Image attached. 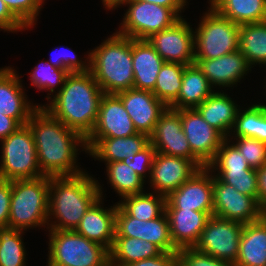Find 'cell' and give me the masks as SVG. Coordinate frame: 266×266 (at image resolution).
<instances>
[{"mask_svg": "<svg viewBox=\"0 0 266 266\" xmlns=\"http://www.w3.org/2000/svg\"><path fill=\"white\" fill-rule=\"evenodd\" d=\"M27 125L32 131L38 164L44 176H72L84 172L76 163L79 146L87 153L86 141L79 133L43 107L32 113Z\"/></svg>", "mask_w": 266, "mask_h": 266, "instance_id": "1", "label": "cell"}, {"mask_svg": "<svg viewBox=\"0 0 266 266\" xmlns=\"http://www.w3.org/2000/svg\"><path fill=\"white\" fill-rule=\"evenodd\" d=\"M104 92L92 73H70L61 90L44 105L54 118L86 139L92 132Z\"/></svg>", "mask_w": 266, "mask_h": 266, "instance_id": "2", "label": "cell"}, {"mask_svg": "<svg viewBox=\"0 0 266 266\" xmlns=\"http://www.w3.org/2000/svg\"><path fill=\"white\" fill-rule=\"evenodd\" d=\"M100 185L85 171L78 175L49 177L47 229L75 230L88 209L103 197Z\"/></svg>", "mask_w": 266, "mask_h": 266, "instance_id": "3", "label": "cell"}, {"mask_svg": "<svg viewBox=\"0 0 266 266\" xmlns=\"http://www.w3.org/2000/svg\"><path fill=\"white\" fill-rule=\"evenodd\" d=\"M90 72L104 94L133 88L132 38L115 32L90 51Z\"/></svg>", "mask_w": 266, "mask_h": 266, "instance_id": "4", "label": "cell"}, {"mask_svg": "<svg viewBox=\"0 0 266 266\" xmlns=\"http://www.w3.org/2000/svg\"><path fill=\"white\" fill-rule=\"evenodd\" d=\"M49 209V176L12 180L8 227L26 231L46 227Z\"/></svg>", "mask_w": 266, "mask_h": 266, "instance_id": "5", "label": "cell"}, {"mask_svg": "<svg viewBox=\"0 0 266 266\" xmlns=\"http://www.w3.org/2000/svg\"><path fill=\"white\" fill-rule=\"evenodd\" d=\"M47 266H110L109 250L74 230L50 229Z\"/></svg>", "mask_w": 266, "mask_h": 266, "instance_id": "6", "label": "cell"}, {"mask_svg": "<svg viewBox=\"0 0 266 266\" xmlns=\"http://www.w3.org/2000/svg\"><path fill=\"white\" fill-rule=\"evenodd\" d=\"M0 179L24 180L44 176L41 173L32 131L28 125L1 140Z\"/></svg>", "mask_w": 266, "mask_h": 266, "instance_id": "7", "label": "cell"}, {"mask_svg": "<svg viewBox=\"0 0 266 266\" xmlns=\"http://www.w3.org/2000/svg\"><path fill=\"white\" fill-rule=\"evenodd\" d=\"M208 9L194 31V59H215L239 50L240 25Z\"/></svg>", "mask_w": 266, "mask_h": 266, "instance_id": "8", "label": "cell"}, {"mask_svg": "<svg viewBox=\"0 0 266 266\" xmlns=\"http://www.w3.org/2000/svg\"><path fill=\"white\" fill-rule=\"evenodd\" d=\"M124 5L129 7L117 33L132 39L146 40L180 19L171 8L154 3L128 0Z\"/></svg>", "mask_w": 266, "mask_h": 266, "instance_id": "9", "label": "cell"}, {"mask_svg": "<svg viewBox=\"0 0 266 266\" xmlns=\"http://www.w3.org/2000/svg\"><path fill=\"white\" fill-rule=\"evenodd\" d=\"M242 230V223L212 215L193 248L234 264L239 254Z\"/></svg>", "mask_w": 266, "mask_h": 266, "instance_id": "10", "label": "cell"}, {"mask_svg": "<svg viewBox=\"0 0 266 266\" xmlns=\"http://www.w3.org/2000/svg\"><path fill=\"white\" fill-rule=\"evenodd\" d=\"M266 212L251 196L243 195L213 173V215L242 224L260 220Z\"/></svg>", "mask_w": 266, "mask_h": 266, "instance_id": "11", "label": "cell"}, {"mask_svg": "<svg viewBox=\"0 0 266 266\" xmlns=\"http://www.w3.org/2000/svg\"><path fill=\"white\" fill-rule=\"evenodd\" d=\"M149 139L157 153L189 159L200 169L206 167L191 151L182 129L180 110L167 107Z\"/></svg>", "mask_w": 266, "mask_h": 266, "instance_id": "12", "label": "cell"}, {"mask_svg": "<svg viewBox=\"0 0 266 266\" xmlns=\"http://www.w3.org/2000/svg\"><path fill=\"white\" fill-rule=\"evenodd\" d=\"M165 62L191 65L194 63V29L180 18L172 26L146 39Z\"/></svg>", "mask_w": 266, "mask_h": 266, "instance_id": "13", "label": "cell"}, {"mask_svg": "<svg viewBox=\"0 0 266 266\" xmlns=\"http://www.w3.org/2000/svg\"><path fill=\"white\" fill-rule=\"evenodd\" d=\"M138 133L121 99L116 94H104L100 101L95 126L85 139L87 151L100 138L129 137Z\"/></svg>", "mask_w": 266, "mask_h": 266, "instance_id": "14", "label": "cell"}, {"mask_svg": "<svg viewBox=\"0 0 266 266\" xmlns=\"http://www.w3.org/2000/svg\"><path fill=\"white\" fill-rule=\"evenodd\" d=\"M115 236L138 238L157 245L163 252H177L173 244L166 213L144 221L129 216L118 204L115 216Z\"/></svg>", "mask_w": 266, "mask_h": 266, "instance_id": "15", "label": "cell"}, {"mask_svg": "<svg viewBox=\"0 0 266 266\" xmlns=\"http://www.w3.org/2000/svg\"><path fill=\"white\" fill-rule=\"evenodd\" d=\"M182 129L192 153L207 166L226 139L194 109H180Z\"/></svg>", "mask_w": 266, "mask_h": 266, "instance_id": "16", "label": "cell"}, {"mask_svg": "<svg viewBox=\"0 0 266 266\" xmlns=\"http://www.w3.org/2000/svg\"><path fill=\"white\" fill-rule=\"evenodd\" d=\"M165 209L213 212V174L201 168L178 189L166 197Z\"/></svg>", "mask_w": 266, "mask_h": 266, "instance_id": "17", "label": "cell"}, {"mask_svg": "<svg viewBox=\"0 0 266 266\" xmlns=\"http://www.w3.org/2000/svg\"><path fill=\"white\" fill-rule=\"evenodd\" d=\"M199 170L200 168L189 159L156 152L149 184L154 193L168 197Z\"/></svg>", "mask_w": 266, "mask_h": 266, "instance_id": "18", "label": "cell"}, {"mask_svg": "<svg viewBox=\"0 0 266 266\" xmlns=\"http://www.w3.org/2000/svg\"><path fill=\"white\" fill-rule=\"evenodd\" d=\"M116 95L121 99L137 132L150 136L167 106L151 91L131 88Z\"/></svg>", "mask_w": 266, "mask_h": 266, "instance_id": "19", "label": "cell"}, {"mask_svg": "<svg viewBox=\"0 0 266 266\" xmlns=\"http://www.w3.org/2000/svg\"><path fill=\"white\" fill-rule=\"evenodd\" d=\"M16 72L10 66L0 68V112L14 118L23 126L27 125L32 113L42 107V104L28 101L21 77Z\"/></svg>", "mask_w": 266, "mask_h": 266, "instance_id": "20", "label": "cell"}, {"mask_svg": "<svg viewBox=\"0 0 266 266\" xmlns=\"http://www.w3.org/2000/svg\"><path fill=\"white\" fill-rule=\"evenodd\" d=\"M213 88L232 87L249 73L251 66L247 58L239 51L215 59H194Z\"/></svg>", "mask_w": 266, "mask_h": 266, "instance_id": "21", "label": "cell"}, {"mask_svg": "<svg viewBox=\"0 0 266 266\" xmlns=\"http://www.w3.org/2000/svg\"><path fill=\"white\" fill-rule=\"evenodd\" d=\"M102 199L104 200L100 197L88 209L74 231L110 251L115 237L117 204L106 209L101 205L104 202Z\"/></svg>", "mask_w": 266, "mask_h": 266, "instance_id": "22", "label": "cell"}, {"mask_svg": "<svg viewBox=\"0 0 266 266\" xmlns=\"http://www.w3.org/2000/svg\"><path fill=\"white\" fill-rule=\"evenodd\" d=\"M173 244L178 248L193 247L213 212L187 209H165Z\"/></svg>", "mask_w": 266, "mask_h": 266, "instance_id": "23", "label": "cell"}, {"mask_svg": "<svg viewBox=\"0 0 266 266\" xmlns=\"http://www.w3.org/2000/svg\"><path fill=\"white\" fill-rule=\"evenodd\" d=\"M164 62L147 40L132 39L133 88L152 92Z\"/></svg>", "mask_w": 266, "mask_h": 266, "instance_id": "24", "label": "cell"}, {"mask_svg": "<svg viewBox=\"0 0 266 266\" xmlns=\"http://www.w3.org/2000/svg\"><path fill=\"white\" fill-rule=\"evenodd\" d=\"M222 91H214L195 109L213 128L228 138L240 106Z\"/></svg>", "mask_w": 266, "mask_h": 266, "instance_id": "25", "label": "cell"}, {"mask_svg": "<svg viewBox=\"0 0 266 266\" xmlns=\"http://www.w3.org/2000/svg\"><path fill=\"white\" fill-rule=\"evenodd\" d=\"M149 143V136L140 132L129 137L100 138L87 153L92 158L107 164L123 161L125 158L140 152Z\"/></svg>", "mask_w": 266, "mask_h": 266, "instance_id": "26", "label": "cell"}, {"mask_svg": "<svg viewBox=\"0 0 266 266\" xmlns=\"http://www.w3.org/2000/svg\"><path fill=\"white\" fill-rule=\"evenodd\" d=\"M234 266H266V214L254 223L243 224Z\"/></svg>", "mask_w": 266, "mask_h": 266, "instance_id": "27", "label": "cell"}, {"mask_svg": "<svg viewBox=\"0 0 266 266\" xmlns=\"http://www.w3.org/2000/svg\"><path fill=\"white\" fill-rule=\"evenodd\" d=\"M214 91V88L197 64L186 65L178 98L169 108L175 110L194 109Z\"/></svg>", "mask_w": 266, "mask_h": 266, "instance_id": "28", "label": "cell"}, {"mask_svg": "<svg viewBox=\"0 0 266 266\" xmlns=\"http://www.w3.org/2000/svg\"><path fill=\"white\" fill-rule=\"evenodd\" d=\"M221 16L243 25L266 21V0H208Z\"/></svg>", "mask_w": 266, "mask_h": 266, "instance_id": "29", "label": "cell"}, {"mask_svg": "<svg viewBox=\"0 0 266 266\" xmlns=\"http://www.w3.org/2000/svg\"><path fill=\"white\" fill-rule=\"evenodd\" d=\"M109 253L110 266H124L158 256L163 251L157 245L142 239L115 236Z\"/></svg>", "mask_w": 266, "mask_h": 266, "instance_id": "30", "label": "cell"}, {"mask_svg": "<svg viewBox=\"0 0 266 266\" xmlns=\"http://www.w3.org/2000/svg\"><path fill=\"white\" fill-rule=\"evenodd\" d=\"M239 51L252 68L266 66V21L240 25Z\"/></svg>", "mask_w": 266, "mask_h": 266, "instance_id": "31", "label": "cell"}, {"mask_svg": "<svg viewBox=\"0 0 266 266\" xmlns=\"http://www.w3.org/2000/svg\"><path fill=\"white\" fill-rule=\"evenodd\" d=\"M231 137H249L266 143L265 104L255 103L246 110L239 108L234 126L228 139Z\"/></svg>", "mask_w": 266, "mask_h": 266, "instance_id": "32", "label": "cell"}, {"mask_svg": "<svg viewBox=\"0 0 266 266\" xmlns=\"http://www.w3.org/2000/svg\"><path fill=\"white\" fill-rule=\"evenodd\" d=\"M117 204L129 216L148 221L160 217L165 212L166 197L152 191L143 192L121 198Z\"/></svg>", "mask_w": 266, "mask_h": 266, "instance_id": "33", "label": "cell"}, {"mask_svg": "<svg viewBox=\"0 0 266 266\" xmlns=\"http://www.w3.org/2000/svg\"><path fill=\"white\" fill-rule=\"evenodd\" d=\"M106 168L110 186L122 198L145 192L146 181L123 161L107 163Z\"/></svg>", "mask_w": 266, "mask_h": 266, "instance_id": "34", "label": "cell"}, {"mask_svg": "<svg viewBox=\"0 0 266 266\" xmlns=\"http://www.w3.org/2000/svg\"><path fill=\"white\" fill-rule=\"evenodd\" d=\"M186 65L164 62L156 78L152 93L169 107L177 98Z\"/></svg>", "mask_w": 266, "mask_h": 266, "instance_id": "35", "label": "cell"}, {"mask_svg": "<svg viewBox=\"0 0 266 266\" xmlns=\"http://www.w3.org/2000/svg\"><path fill=\"white\" fill-rule=\"evenodd\" d=\"M25 232L3 226L0 232V266H26Z\"/></svg>", "mask_w": 266, "mask_h": 266, "instance_id": "36", "label": "cell"}, {"mask_svg": "<svg viewBox=\"0 0 266 266\" xmlns=\"http://www.w3.org/2000/svg\"><path fill=\"white\" fill-rule=\"evenodd\" d=\"M70 72L51 65L47 61H41L30 73L31 85L38 90L49 91L47 100L50 101L53 94L58 93L64 85L66 77ZM58 87V88H57ZM55 89L57 92H55Z\"/></svg>", "mask_w": 266, "mask_h": 266, "instance_id": "37", "label": "cell"}, {"mask_svg": "<svg viewBox=\"0 0 266 266\" xmlns=\"http://www.w3.org/2000/svg\"><path fill=\"white\" fill-rule=\"evenodd\" d=\"M221 181L233 186L238 192L253 197L258 202L259 182L257 169L210 170Z\"/></svg>", "mask_w": 266, "mask_h": 266, "instance_id": "38", "label": "cell"}, {"mask_svg": "<svg viewBox=\"0 0 266 266\" xmlns=\"http://www.w3.org/2000/svg\"><path fill=\"white\" fill-rule=\"evenodd\" d=\"M231 141L228 138L223 141L214 159L206 166L209 170L253 169Z\"/></svg>", "mask_w": 266, "mask_h": 266, "instance_id": "39", "label": "cell"}, {"mask_svg": "<svg viewBox=\"0 0 266 266\" xmlns=\"http://www.w3.org/2000/svg\"><path fill=\"white\" fill-rule=\"evenodd\" d=\"M234 138V139H233ZM233 143L243 153L250 167L259 169L266 164V143L249 137H232Z\"/></svg>", "mask_w": 266, "mask_h": 266, "instance_id": "40", "label": "cell"}, {"mask_svg": "<svg viewBox=\"0 0 266 266\" xmlns=\"http://www.w3.org/2000/svg\"><path fill=\"white\" fill-rule=\"evenodd\" d=\"M11 13L26 27L36 25L41 11L38 0H3Z\"/></svg>", "mask_w": 266, "mask_h": 266, "instance_id": "41", "label": "cell"}, {"mask_svg": "<svg viewBox=\"0 0 266 266\" xmlns=\"http://www.w3.org/2000/svg\"><path fill=\"white\" fill-rule=\"evenodd\" d=\"M59 52H57L58 55L55 53V56H54V53L53 55L51 54L47 62H49L51 65L56 66L58 68L66 69L70 73L90 71V52H88V56H87V59H85V61H82L81 58L78 59L75 52H73V50H71L68 47L66 48L62 47L61 52L60 53Z\"/></svg>", "mask_w": 266, "mask_h": 266, "instance_id": "42", "label": "cell"}, {"mask_svg": "<svg viewBox=\"0 0 266 266\" xmlns=\"http://www.w3.org/2000/svg\"><path fill=\"white\" fill-rule=\"evenodd\" d=\"M178 266H234L233 263L202 253L193 247L177 251Z\"/></svg>", "mask_w": 266, "mask_h": 266, "instance_id": "43", "label": "cell"}, {"mask_svg": "<svg viewBox=\"0 0 266 266\" xmlns=\"http://www.w3.org/2000/svg\"><path fill=\"white\" fill-rule=\"evenodd\" d=\"M155 154V148L149 143L140 152L125 158L123 162L136 171V173L146 181L145 178L147 174V177L150 178Z\"/></svg>", "mask_w": 266, "mask_h": 266, "instance_id": "44", "label": "cell"}, {"mask_svg": "<svg viewBox=\"0 0 266 266\" xmlns=\"http://www.w3.org/2000/svg\"><path fill=\"white\" fill-rule=\"evenodd\" d=\"M12 181L0 179V225L8 226L10 216V200Z\"/></svg>", "mask_w": 266, "mask_h": 266, "instance_id": "45", "label": "cell"}, {"mask_svg": "<svg viewBox=\"0 0 266 266\" xmlns=\"http://www.w3.org/2000/svg\"><path fill=\"white\" fill-rule=\"evenodd\" d=\"M28 30L7 8L5 2L0 0V30L19 32Z\"/></svg>", "mask_w": 266, "mask_h": 266, "instance_id": "46", "label": "cell"}, {"mask_svg": "<svg viewBox=\"0 0 266 266\" xmlns=\"http://www.w3.org/2000/svg\"><path fill=\"white\" fill-rule=\"evenodd\" d=\"M124 266H178L177 252H163L158 256Z\"/></svg>", "mask_w": 266, "mask_h": 266, "instance_id": "47", "label": "cell"}, {"mask_svg": "<svg viewBox=\"0 0 266 266\" xmlns=\"http://www.w3.org/2000/svg\"><path fill=\"white\" fill-rule=\"evenodd\" d=\"M21 125L14 119L0 112V141L15 132Z\"/></svg>", "mask_w": 266, "mask_h": 266, "instance_id": "48", "label": "cell"}, {"mask_svg": "<svg viewBox=\"0 0 266 266\" xmlns=\"http://www.w3.org/2000/svg\"><path fill=\"white\" fill-rule=\"evenodd\" d=\"M143 2L154 3L166 8H171L180 18L183 17L180 14L184 11L185 5L187 6L188 0H137Z\"/></svg>", "mask_w": 266, "mask_h": 266, "instance_id": "49", "label": "cell"}, {"mask_svg": "<svg viewBox=\"0 0 266 266\" xmlns=\"http://www.w3.org/2000/svg\"><path fill=\"white\" fill-rule=\"evenodd\" d=\"M259 182L258 204L266 212V164L257 169Z\"/></svg>", "mask_w": 266, "mask_h": 266, "instance_id": "50", "label": "cell"}, {"mask_svg": "<svg viewBox=\"0 0 266 266\" xmlns=\"http://www.w3.org/2000/svg\"><path fill=\"white\" fill-rule=\"evenodd\" d=\"M128 0H102V3L104 4V8L107 10H113L118 8L119 6L123 5L127 2Z\"/></svg>", "mask_w": 266, "mask_h": 266, "instance_id": "51", "label": "cell"}, {"mask_svg": "<svg viewBox=\"0 0 266 266\" xmlns=\"http://www.w3.org/2000/svg\"><path fill=\"white\" fill-rule=\"evenodd\" d=\"M41 6H43L45 0H38Z\"/></svg>", "mask_w": 266, "mask_h": 266, "instance_id": "52", "label": "cell"}]
</instances>
